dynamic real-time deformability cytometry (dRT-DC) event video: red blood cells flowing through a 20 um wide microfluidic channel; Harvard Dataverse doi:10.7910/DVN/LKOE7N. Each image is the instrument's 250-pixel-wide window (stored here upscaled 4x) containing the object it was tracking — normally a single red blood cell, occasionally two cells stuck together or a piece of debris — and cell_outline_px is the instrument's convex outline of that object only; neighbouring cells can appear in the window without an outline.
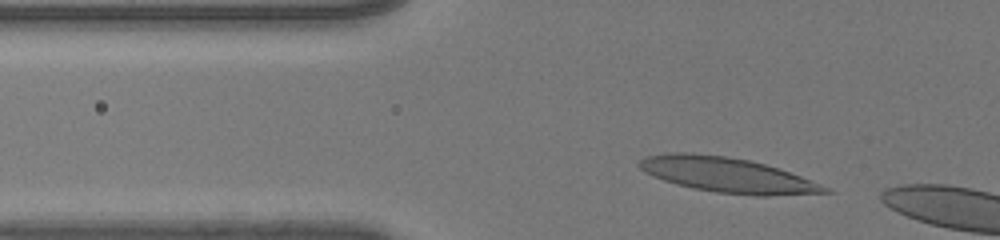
{"species": "human", "species_latin": "Homo sapiens", "temperature_condition": "room temperature", "stored_images_in_passage": 32, "camera_frame_rate_fps": 3000, "um_per_image_px": 0.085, "donor": {"sex": "male"}, "frame": {"image": 1, "passage_image": 3, "time_ms": 0.667, "image_size_px": [1000, 240], "cell_outline_px": [[832, 192], [764, 196], [756, 196], [716, 192], [692, 188], [676, 184], [652, 176], [644, 172], [636, 164], [644, 156], [668, 152], [692, 152], [724, 156], [748, 160], [764, 164], [800, 176], [832, 188]], "centroid_in_image_um": [61.76, 14.87], "position_along_channel_um": 64.0, "area_um2": 37.8}}
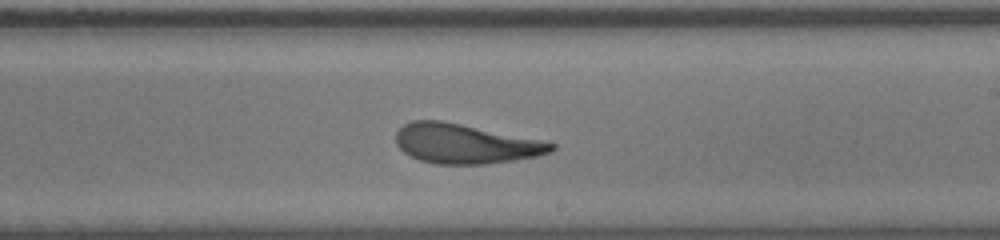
{"frame": {"image": 2, "passage_image": 19, "time_ms": 6.0, "image_size_px": [1000, 240], "cell_outline_px": [[556, 148], [552, 152], [536, 156], [512, 160], [484, 164], [436, 164], [420, 160], [404, 152], [396, 144], [396, 132], [404, 124], [412, 120], [440, 120], [540, 140], [556, 144]], "centroid_in_image_um": [39.52, 12.22], "position_along_channel_um": 249.5, "area_um2": 35.43}}
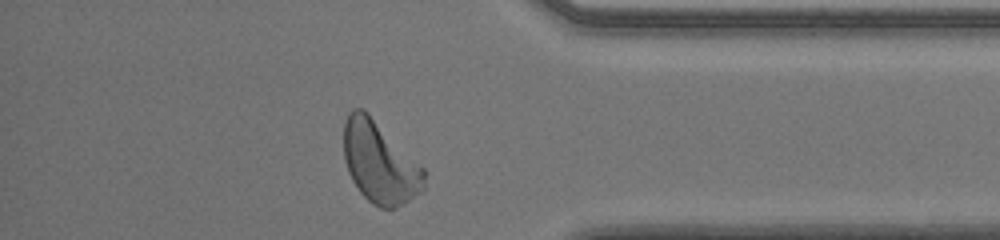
{"frame": {"image": 3, "passage_image": 31, "time_ms": 10.0, "image_size_px": [1000, 240], "cell_outline_px": [[424, 188], [420, 192], [396, 208], [380, 208], [372, 204], [360, 192], [352, 180], [348, 172], [344, 160], [344, 120], [348, 112], [352, 108], [364, 108], [424, 168]], "centroid_in_image_um": [32.25, 13.79], "position_along_channel_um": 403.0, "area_um2": 38.21}, "authors_computed_cell_mechanics": {"area_um2": 36.6741, "velocity_mm_per_s": 4.0279, "shape_relaxation_time_tau1_ms": 5.1362, "shape_relaxation_time_tau2_ms": 1.2833, "deformation_change_tau1": 0.2331, "deformation_change_tau2": 0.0998}}